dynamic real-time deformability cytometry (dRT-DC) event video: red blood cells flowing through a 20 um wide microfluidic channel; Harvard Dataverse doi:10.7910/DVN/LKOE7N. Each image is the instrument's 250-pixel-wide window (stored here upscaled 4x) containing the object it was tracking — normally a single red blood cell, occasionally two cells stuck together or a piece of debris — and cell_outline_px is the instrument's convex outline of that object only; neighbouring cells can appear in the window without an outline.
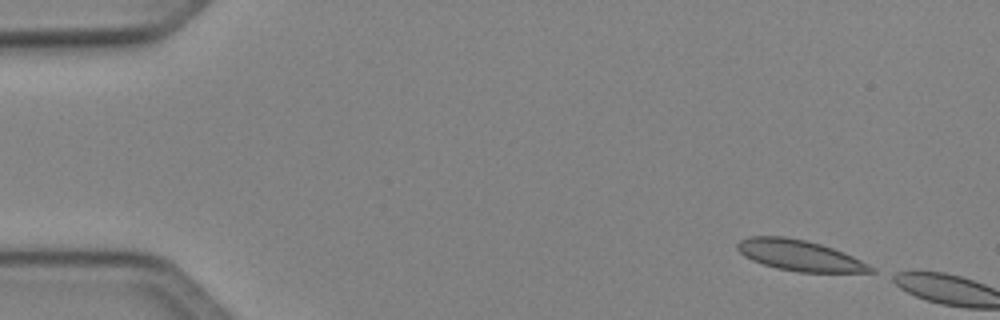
{"species": "Egyptian fruit bat (a non-hibernating species)", "species_latin": "Rousettus aegyptiacus", "temperature_condition": "cold", "stored_images_in_passage": 8, "camera_frame_rate_fps": 3000, "um_per_image_px": 0.085, "animal": {"sex": "female"}, "frame": {"image": 1, "passage_image": 1, "time_ms": 0.0, "image_size_px": [1000, 320], "cell_outline_px": [[876, 272], [800, 272], [776, 268], [752, 260], [744, 256], [736, 248], [736, 244], [740, 240], [748, 236], [784, 236], [804, 240], [820, 244], [844, 252], [876, 268]], "centroid_in_image_um": [67.95, 21.71], "position_along_channel_um": 17.1, "area_um2": 23.81}}